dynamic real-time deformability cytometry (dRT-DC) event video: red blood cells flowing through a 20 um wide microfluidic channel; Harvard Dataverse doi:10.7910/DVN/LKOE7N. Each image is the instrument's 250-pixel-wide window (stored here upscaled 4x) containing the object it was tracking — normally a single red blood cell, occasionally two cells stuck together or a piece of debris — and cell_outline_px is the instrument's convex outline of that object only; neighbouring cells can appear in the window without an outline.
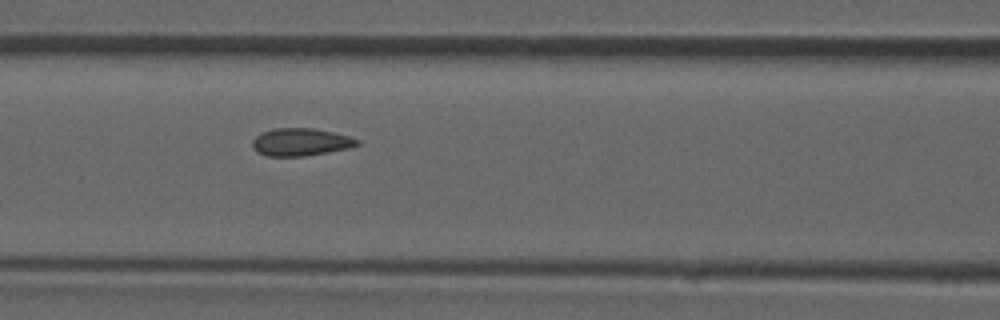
{"species": "common noctule bat (a hibernating species)", "species_latin": "Nyctalus noctula", "temperature_condition": "room temperature", "stored_images_in_passage": 46, "camera_frame_rate_fps": 3000, "um_per_image_px": 0.085, "animal": {"sex": "male", "forearm_length_mm": 52.5}, "frame": {"image": 1, "passage_image": 20, "time_ms": 6.333, "image_size_px": [1000, 320], "cell_outline_px": [[360, 144], [348, 148], [328, 152], [304, 156], [264, 156], [256, 152], [252, 148], [252, 140], [256, 136], [264, 132], [276, 128], [312, 128], [332, 132], [348, 136], [360, 140]], "centroid_in_image_um": [25.53, 12.08], "position_along_channel_um": 141.1, "area_um2": 16.82}}